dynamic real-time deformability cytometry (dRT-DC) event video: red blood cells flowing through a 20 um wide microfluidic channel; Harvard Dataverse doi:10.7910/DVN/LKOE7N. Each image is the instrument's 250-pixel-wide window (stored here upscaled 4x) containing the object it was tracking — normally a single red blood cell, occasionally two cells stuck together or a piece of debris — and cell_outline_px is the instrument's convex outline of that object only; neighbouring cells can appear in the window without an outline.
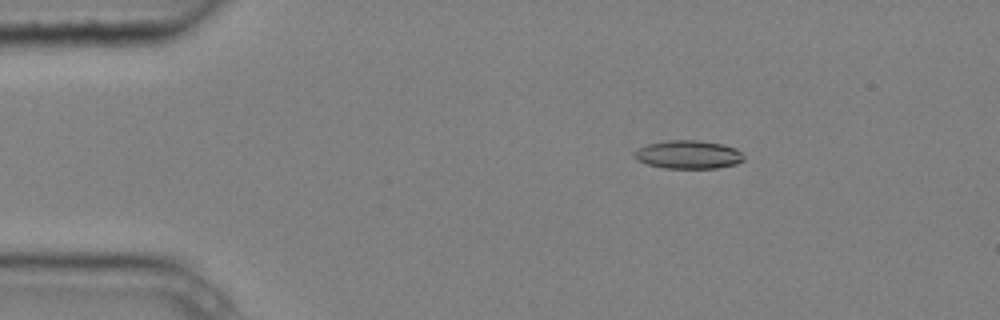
{"species": "common noctule bat (a hibernating species)", "species_latin": "Nyctalus noctula", "temperature_condition": "cold", "stored_images_in_passage": 4, "camera_frame_rate_fps": 3000, "um_per_image_px": 0.085, "animal": {"sex": "male", "body_mass_g": 20.4}, "frame": {"image": 1, "passage_image": 2, "time_ms": 0.333, "image_size_px": [1000, 320], "cell_outline_px": [[744, 160], [736, 164], [716, 168], [664, 168], [648, 164], [636, 160], [632, 156], [632, 152], [636, 148], [648, 144], [668, 140], [700, 140], [724, 144], [736, 148], [744, 156]], "centroid_in_image_um": [58.48, 13.13], "position_along_channel_um": 26.5, "area_um2": 18.32}}
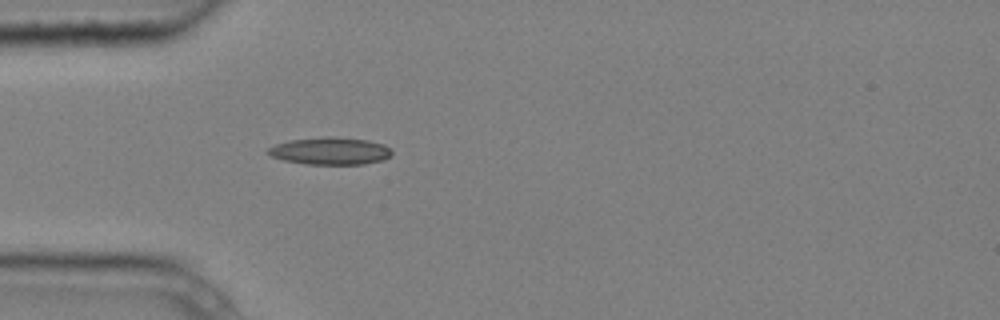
{"frame": {"image": 2, "passage_image": 4, "time_ms": 1.0, "image_size_px": [1000, 320], "cell_outline_px": [[392, 152], [388, 156], [380, 160], [364, 164], [304, 164], [284, 160], [272, 156], [264, 152], [268, 148], [276, 144], [288, 140], [324, 136], [332, 136], [368, 140], [384, 144]], "centroid_in_image_um": [28.01, 12.82], "position_along_channel_um": 57.0, "area_um2": 19.71}}